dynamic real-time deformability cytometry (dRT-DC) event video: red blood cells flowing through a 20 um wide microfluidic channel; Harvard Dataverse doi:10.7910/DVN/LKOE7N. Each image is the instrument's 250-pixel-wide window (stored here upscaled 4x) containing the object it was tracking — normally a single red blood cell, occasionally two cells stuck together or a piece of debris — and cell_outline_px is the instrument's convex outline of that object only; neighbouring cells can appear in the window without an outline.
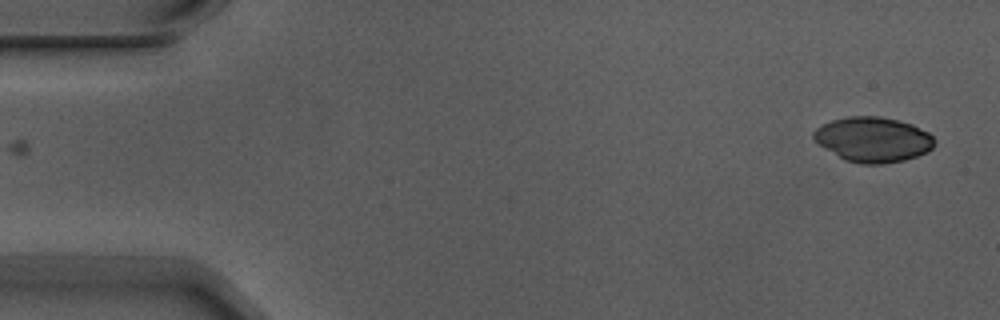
{"species": "Egyptian fruit bat (a non-hibernating species)", "species_latin": "Rousettus aegyptiacus", "temperature_condition": "warm", "stored_images_in_passage": 4, "camera_frame_rate_fps": 3000, "um_per_image_px": 0.085, "animal": {"sex": "male"}, "frame": {"image": 1, "passage_image": 1, "time_ms": 0.0, "image_size_px": [1000, 320], "cell_outline_px": [[936, 144], [928, 152], [904, 160], [880, 164], [864, 164], [844, 160], [820, 144], [812, 136], [812, 132], [816, 128], [832, 120], [848, 116], [880, 116], [900, 120], [912, 124], [928, 132], [936, 140]], "centroid_in_image_um": [74.24, 11.85], "position_along_channel_um": 10.8, "area_um2": 31.67}}